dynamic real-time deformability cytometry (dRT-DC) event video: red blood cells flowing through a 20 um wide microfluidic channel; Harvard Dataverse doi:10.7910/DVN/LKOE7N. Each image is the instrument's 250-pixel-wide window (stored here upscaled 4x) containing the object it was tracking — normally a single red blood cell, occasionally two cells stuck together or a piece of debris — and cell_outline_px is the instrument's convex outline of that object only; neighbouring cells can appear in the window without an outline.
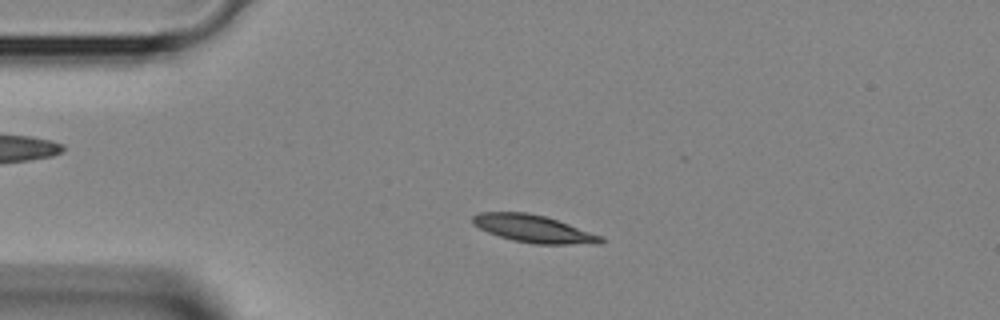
{"species": "Egyptian fruit bat (a non-hibernating species)", "species_latin": "Rousettus aegyptiacus", "temperature_condition": "room temperature", "stored_images_in_passage": 3, "camera_frame_rate_fps": 3000, "um_per_image_px": 0.085, "animal": {"sex": "female"}, "frame": {"image": 1, "passage_image": 2, "time_ms": 0.333, "image_size_px": [1000, 320], "cell_outline_px": [[604, 240], [600, 244], [532, 244], [512, 240], [488, 232], [472, 224], [472, 216], [480, 212], [524, 212], [544, 216], [604, 236]], "centroid_in_image_um": [45.36, 19.45], "position_along_channel_um": 39.6, "area_um2": 20.46}}
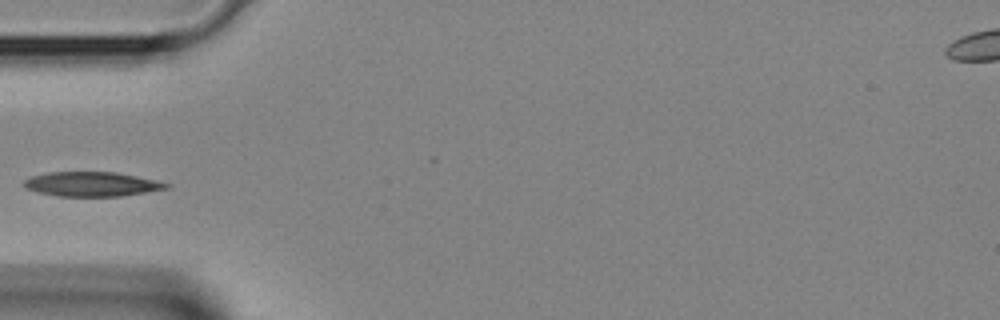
{"frame": {"image": 2, "passage_image": 3, "time_ms": 0.667, "image_size_px": [1000, 320], "cell_outline_px": [[172, 184], [168, 188], [120, 196], [56, 196], [36, 192], [24, 188], [24, 180], [32, 176], [48, 172], [116, 172], [156, 180]], "centroid_in_image_um": [7.77, 15.65], "position_along_channel_um": 77.2, "area_um2": 20.29}}